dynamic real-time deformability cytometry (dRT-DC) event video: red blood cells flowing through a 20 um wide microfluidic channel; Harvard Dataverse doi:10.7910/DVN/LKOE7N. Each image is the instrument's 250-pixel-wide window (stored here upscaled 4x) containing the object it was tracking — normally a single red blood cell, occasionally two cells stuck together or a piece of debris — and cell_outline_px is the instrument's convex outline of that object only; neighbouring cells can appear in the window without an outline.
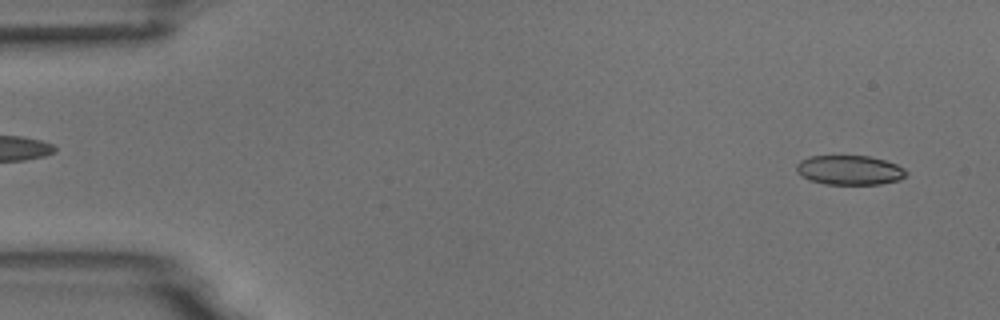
{"species": "common noctule bat (a hibernating species)", "species_latin": "Nyctalus noctula", "temperature_condition": "room temperature", "stored_images_in_passage": 54, "camera_frame_rate_fps": 3000, "um_per_image_px": 0.085, "animal": {"sex": "male", "body_mass_g": 18.8}, "frame": {"image": 1, "passage_image": 3, "time_ms": 0.667, "image_size_px": [1000, 320], "cell_outline_px": [[908, 172], [900, 180], [880, 184], [824, 184], [808, 180], [796, 168], [796, 164], [800, 160], [808, 156], [868, 156], [884, 160], [896, 164], [904, 168]], "centroid_in_image_um": [72.22, 14.46], "position_along_channel_um": 12.8, "area_um2": 18.79}}
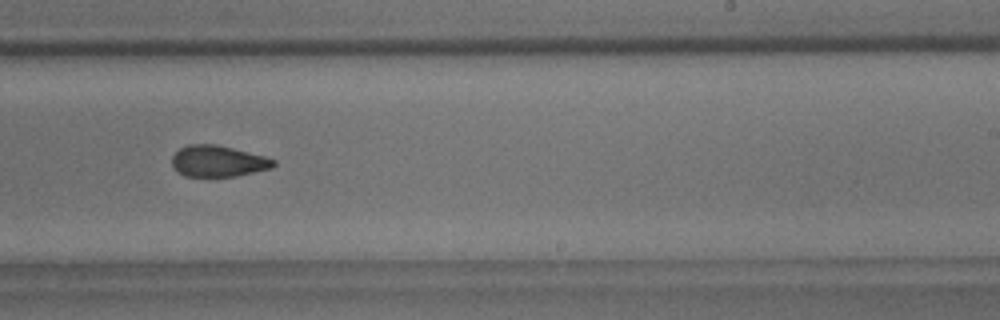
{"frame": {"image": 2, "passage_image": 33, "time_ms": 10.667, "image_size_px": [1000, 320], "cell_outline_px": [[276, 164], [272, 168], [236, 176], [184, 176], [172, 168], [172, 156], [180, 148], [188, 144], [216, 144], [264, 156], [276, 160]], "centroid_in_image_um": [18.52, 13.7], "position_along_channel_um": 270.5, "area_um2": 18.5}}
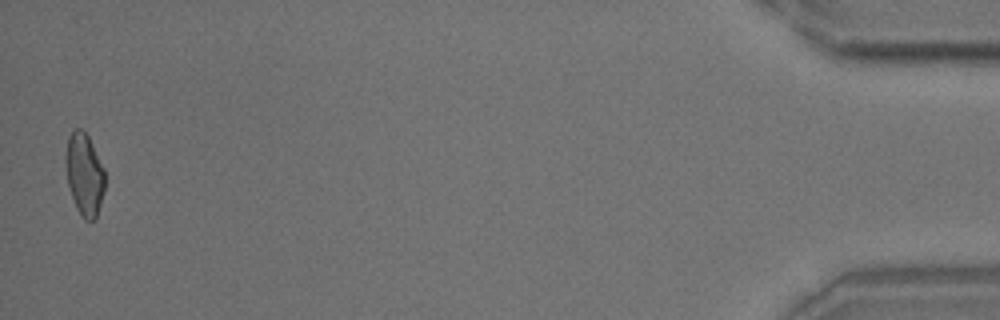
{"frame": {"image": 3, "passage_image": 53, "time_ms": 17.333, "image_size_px": [1000, 320], "cell_outline_px": [[104, 192], [96, 220], [84, 220], [76, 208], [68, 184], [64, 160], [64, 156], [68, 136], [76, 128], [80, 128], [88, 136], [104, 168]], "centroid_in_image_um": [7.16, 14.83], "position_along_channel_um": 428.0, "area_um2": 18.9}, "authors_computed_cell_mechanics": {"area_um2": 19.4786, "velocity_mm_per_s": 3.7274, "shape_relaxation_time_tau1_ms": 5.9093, "shape_relaxation_time_tau2_ms": 1.7882, "deformation_change_tau1": 0.1251, "deformation_change_tau2": 0.0743}}